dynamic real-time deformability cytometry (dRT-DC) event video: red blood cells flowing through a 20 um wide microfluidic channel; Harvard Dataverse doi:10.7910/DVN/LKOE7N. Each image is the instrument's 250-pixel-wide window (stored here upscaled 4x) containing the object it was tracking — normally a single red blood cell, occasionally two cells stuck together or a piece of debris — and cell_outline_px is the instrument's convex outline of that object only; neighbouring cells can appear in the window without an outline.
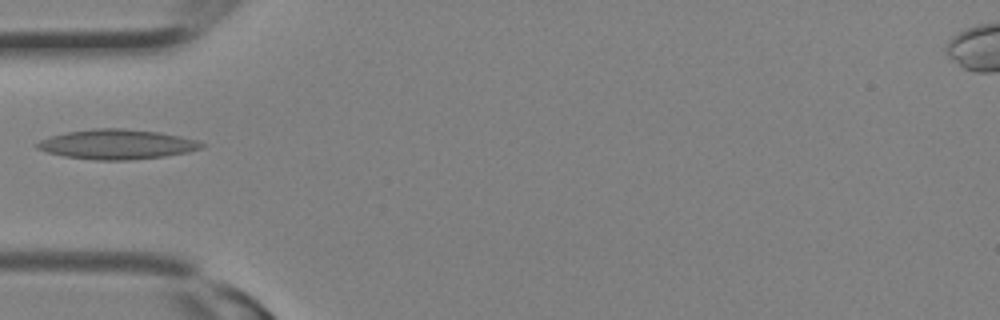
{"species": "Egyptian fruit bat (a non-hibernating species)", "species_latin": "Rousettus aegyptiacus", "temperature_condition": "room temperature", "stored_images_in_passage": 11, "camera_frame_rate_fps": 3000, "um_per_image_px": 0.085, "animal": {"sex": "female"}, "frame": {"image": 1, "passage_image": 10, "time_ms": 3.0, "image_size_px": [1000, 320], "cell_outline_px": [[204, 148], [188, 152], [164, 156], [128, 160], [96, 160], [64, 156], [48, 152], [36, 148], [36, 144], [40, 140], [48, 136], [68, 132], [92, 128], [124, 128], [160, 132], [180, 136], [196, 140], [204, 144]], "centroid_in_image_um": [9.94, 12.26], "position_along_channel_um": 75.1, "area_um2": 28.55}}